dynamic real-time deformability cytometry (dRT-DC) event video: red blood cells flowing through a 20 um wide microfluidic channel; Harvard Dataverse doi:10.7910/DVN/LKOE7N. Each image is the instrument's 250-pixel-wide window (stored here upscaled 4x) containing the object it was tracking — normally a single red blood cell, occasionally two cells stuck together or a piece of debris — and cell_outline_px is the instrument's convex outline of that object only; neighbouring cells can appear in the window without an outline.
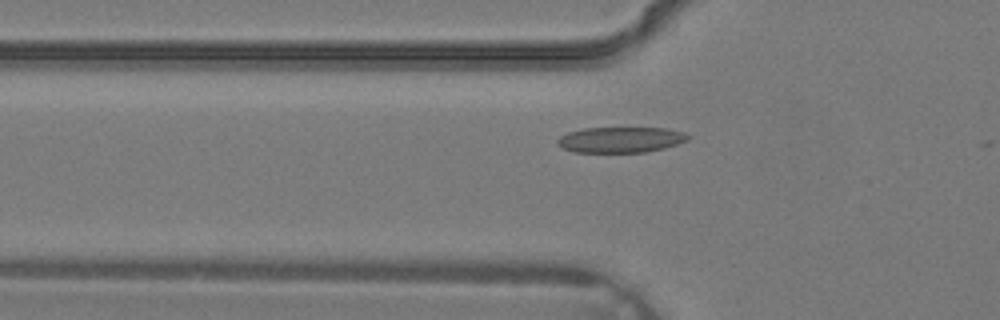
{"species": "common noctule bat (a hibernating species)", "species_latin": "Nyctalus noctula", "temperature_condition": "warm", "stored_images_in_passage": 4, "camera_frame_rate_fps": 3000, "um_per_image_px": 0.085, "animal": {"sex": "male", "body_mass_g": 19.2, "forearm_length_mm": 51.8}, "frame": {"image": 1, "passage_image": 4, "time_ms": 1.0, "image_size_px": [1000, 320], "cell_outline_px": [[688, 140], [664, 148], [648, 152], [572, 152], [556, 144], [556, 140], [560, 136], [568, 132], [584, 128], [664, 128], [684, 132], [688, 136]], "centroid_in_image_um": [52.72, 11.88], "position_along_channel_um": 73.1, "area_um2": 19.48}}